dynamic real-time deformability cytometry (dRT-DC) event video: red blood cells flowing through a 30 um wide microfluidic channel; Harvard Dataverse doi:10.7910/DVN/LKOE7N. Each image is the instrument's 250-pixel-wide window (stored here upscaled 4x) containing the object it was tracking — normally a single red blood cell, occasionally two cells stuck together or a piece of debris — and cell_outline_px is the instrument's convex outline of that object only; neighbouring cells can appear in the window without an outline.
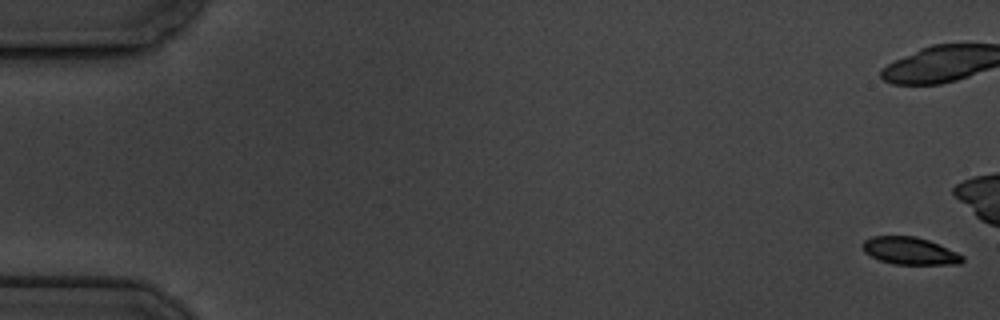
{"species": "common noctule bat (a hibernating species)", "species_latin": "Nyctalus noctula", "temperature_condition": "cold", "stored_images_in_passage": 9, "camera_frame_rate_fps": 3000, "um_per_image_px": 0.085, "animal": {"sex": "male", "body_mass_g": 19.5, "forearm_length_mm": 54.6}, "frame": {"image": 1, "passage_image": 1, "time_ms": 0.0, "image_size_px": [1000, 320], "cell_outline_px": [[964, 260], [960, 264], [892, 264], [880, 260], [864, 252], [860, 244], [864, 240], [872, 236], [916, 236], [928, 240], [956, 252], [964, 256]], "centroid_in_image_um": [77.3, 21.32], "position_along_channel_um": 7.7, "area_um2": 15.9}}